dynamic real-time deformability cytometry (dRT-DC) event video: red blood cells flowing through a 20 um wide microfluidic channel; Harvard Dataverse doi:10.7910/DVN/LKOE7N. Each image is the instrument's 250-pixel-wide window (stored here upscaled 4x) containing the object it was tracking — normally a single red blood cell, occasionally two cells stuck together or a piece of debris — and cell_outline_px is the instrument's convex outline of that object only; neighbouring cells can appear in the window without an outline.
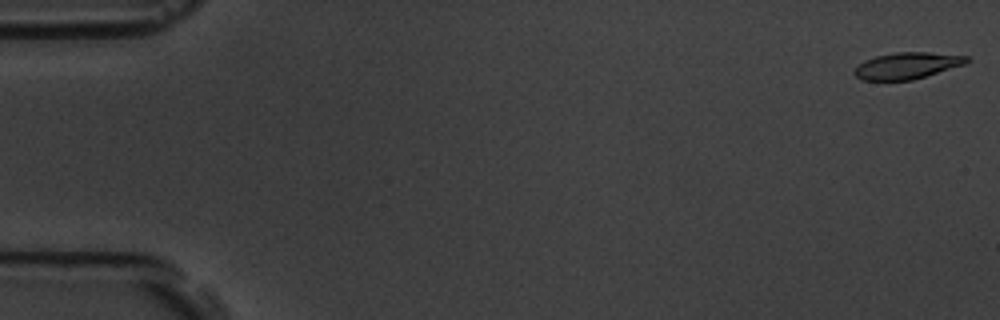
{"species": "common noctule bat (a hibernating species)", "species_latin": "Nyctalus noctula", "temperature_condition": "room temperature", "stored_images_in_passage": 56, "camera_frame_rate_fps": 3000, "um_per_image_px": 0.085, "animal": {"sex": "male", "body_mass_g": 19.5, "forearm_length_mm": 54.6}, "frame": {"image": 1, "passage_image": 1, "time_ms": 0.0, "image_size_px": [1000, 320], "cell_outline_px": [[968, 60], [964, 64], [912, 80], [860, 80], [852, 72], [864, 60], [876, 56], [896, 52], [928, 52], [968, 56]], "centroid_in_image_um": [77.06, 5.58], "position_along_channel_um": 7.9, "area_um2": 17.11}}
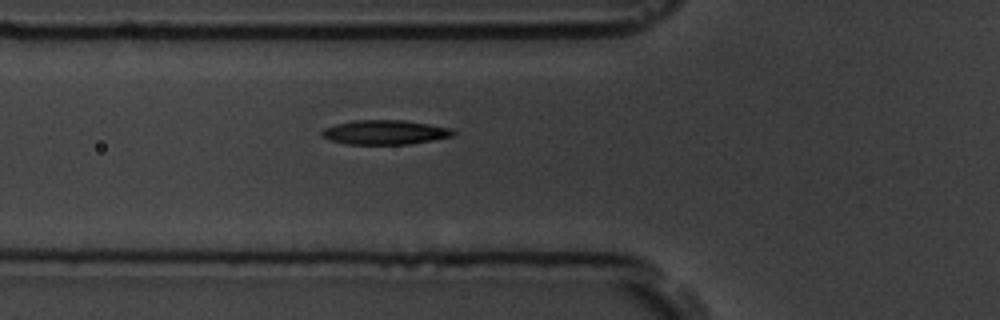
{"frame": {"image": 2, "passage_image": 20, "time_ms": 6.333, "image_size_px": [1000, 320], "cell_outline_px": [[456, 132], [452, 136], [432, 140], [408, 144], [348, 144], [332, 140], [320, 136], [320, 132], [324, 128], [336, 124], [352, 120], [404, 120], [452, 128]], "centroid_in_image_um": [32.7, 11.24], "position_along_channel_um": 93.1, "area_um2": 18.61}}
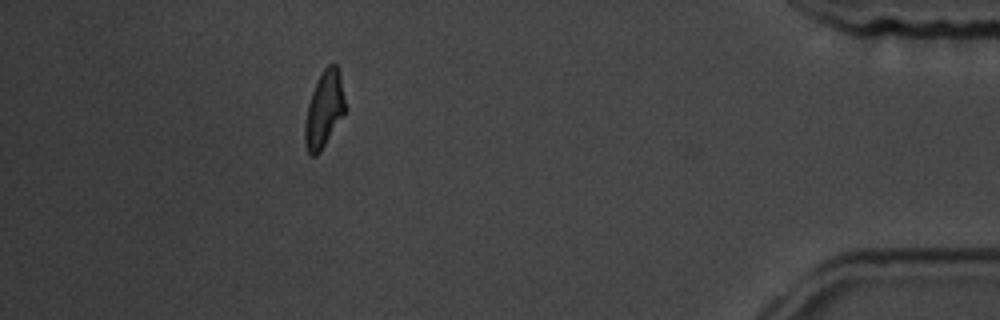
{"frame": {"image": 3, "passage_image": 50, "time_ms": 16.333, "image_size_px": [1000, 320], "cell_outline_px": [[348, 108], [344, 116], [320, 152], [316, 156], [312, 156], [308, 152], [304, 140], [304, 124], [308, 104], [312, 92], [324, 68], [328, 64], [336, 64], [340, 72]], "centroid_in_image_um": [27.59, 9.31], "position_along_channel_um": 407.6, "area_um2": 18.26}, "authors_computed_cell_mechanics": {"area_um2": 18.496, "velocity_mm_per_s": 3.6694, "shape_relaxation_time_tau1_ms": 3.9941, "shape_relaxation_time_tau2_ms": 2.9179, "deformation_change_tau1": 0.1594, "deformation_change_tau2": 0.0956}}